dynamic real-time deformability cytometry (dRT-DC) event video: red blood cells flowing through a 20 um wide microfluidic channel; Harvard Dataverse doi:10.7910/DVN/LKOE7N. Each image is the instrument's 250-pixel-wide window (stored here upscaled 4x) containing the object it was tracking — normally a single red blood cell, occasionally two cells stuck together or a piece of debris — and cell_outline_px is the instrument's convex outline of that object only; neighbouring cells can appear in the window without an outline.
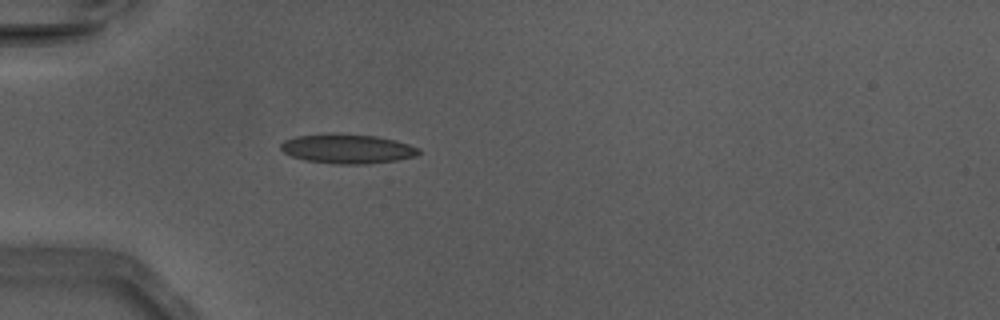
{"species": "Egyptian fruit bat (a non-hibernating species)", "species_latin": "Rousettus aegyptiacus", "temperature_condition": "warm", "stored_images_in_passage": 47, "camera_frame_rate_fps": 3000, "um_per_image_px": 0.085, "animal": {"sex": "male"}, "frame": {"image": 1, "passage_image": 15, "time_ms": 4.667, "image_size_px": [1000, 320], "cell_outline_px": [[420, 152], [416, 156], [396, 160], [364, 164], [336, 164], [304, 160], [292, 156], [284, 152], [280, 148], [280, 144], [284, 140], [296, 136], [328, 132], [340, 132], [376, 136], [396, 140], [420, 148]], "centroid_in_image_um": [29.5, 12.62], "position_along_channel_um": 55.5, "area_um2": 24.04}}
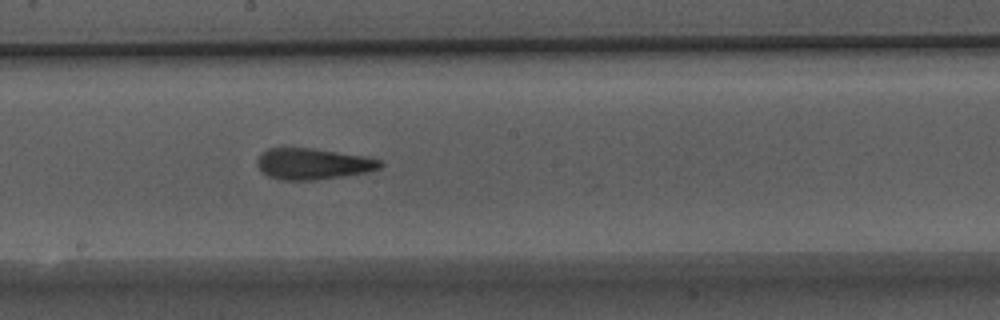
{"frame": {"image": 2, "passage_image": 27, "time_ms": 8.667, "image_size_px": [1000, 320], "cell_outline_px": [[384, 164], [380, 168], [368, 172], [344, 176], [312, 180], [280, 180], [268, 176], [260, 172], [256, 164], [256, 160], [260, 152], [268, 148], [312, 148], [368, 156], [380, 160]], "centroid_in_image_um": [26.58, 13.92], "position_along_channel_um": 221.6, "area_um2": 22.72}}
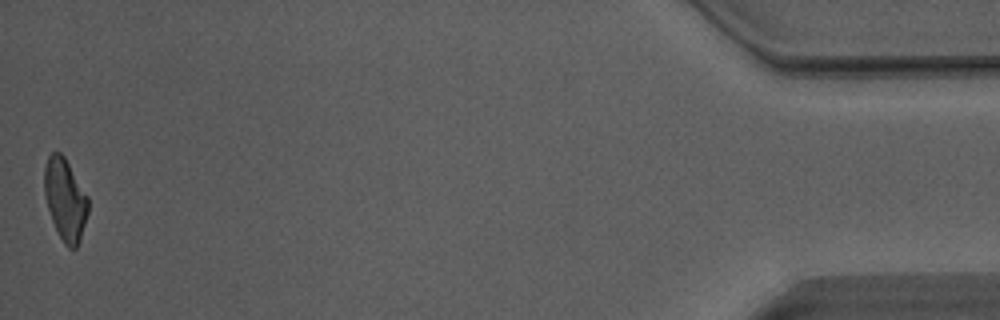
{"frame": {"image": 3, "passage_image": 47, "time_ms": 15.333, "image_size_px": [1000, 320], "cell_outline_px": [[88, 212], [80, 240], [76, 248], [68, 248], [64, 244], [52, 220], [44, 196], [44, 168], [48, 156], [52, 152], [60, 152], [64, 156], [88, 196]], "centroid_in_image_um": [5.54, 16.94], "position_along_channel_um": 429.7, "area_um2": 20.81}}